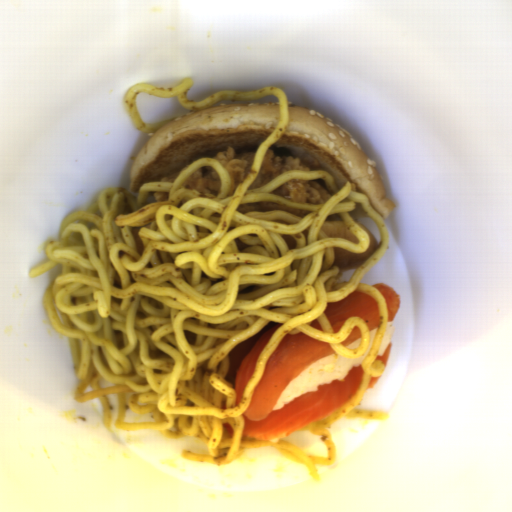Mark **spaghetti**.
Instances as JSON below:
<instances>
[{"label": "spaghetti", "instance_id": "1", "mask_svg": "<svg viewBox=\"0 0 512 512\" xmlns=\"http://www.w3.org/2000/svg\"><path fill=\"white\" fill-rule=\"evenodd\" d=\"M193 84L190 78L174 88L138 83L126 90L123 107L137 129L150 133L174 119L144 122L137 108L139 93L176 97L183 108L198 111L222 100L278 99L279 121L233 195L228 196L230 175L210 157L192 162L174 182H144L137 195L105 187L95 203L64 216L59 241L45 247L49 260L31 268L29 277L61 265V273L43 293V308L52 328L70 341L80 380L73 400L99 399L105 428L112 431L113 426L106 395L116 394V427L204 443L207 454L181 450L188 461L216 467L252 447L272 448L306 467L320 483L316 466L334 464L337 458L327 430L332 423L389 416L383 410L355 409L383 364L376 358L388 324L387 302L379 290L361 281L388 248L387 225L366 194L353 191L348 180L339 188L328 170L285 171L249 189L267 150L289 125V99L279 88L266 86L256 91L225 89L192 101L186 93ZM204 165L215 167L222 179L218 197H202L181 186ZM312 178L331 193L324 204H301L271 193L292 179ZM154 191L168 192V199L155 202ZM272 201L313 211L301 219L284 210H236L240 204ZM324 220L343 221L359 242L328 239L319 229ZM358 223L372 231L379 247L365 261L340 270L333 266L334 247L351 253L369 247V237ZM355 290L376 300L380 326L361 364L364 373L353 398L279 443L241 437L242 414L266 360L287 333H305L334 349L354 326L368 328L363 319L349 317L334 333L323 313L327 302L340 301ZM316 318L324 332L309 326ZM277 324L283 325L261 352L238 407L237 368L255 341ZM226 422L233 435L224 429Z\"/></svg>", "mask_w": 512, "mask_h": 512}]
</instances>
